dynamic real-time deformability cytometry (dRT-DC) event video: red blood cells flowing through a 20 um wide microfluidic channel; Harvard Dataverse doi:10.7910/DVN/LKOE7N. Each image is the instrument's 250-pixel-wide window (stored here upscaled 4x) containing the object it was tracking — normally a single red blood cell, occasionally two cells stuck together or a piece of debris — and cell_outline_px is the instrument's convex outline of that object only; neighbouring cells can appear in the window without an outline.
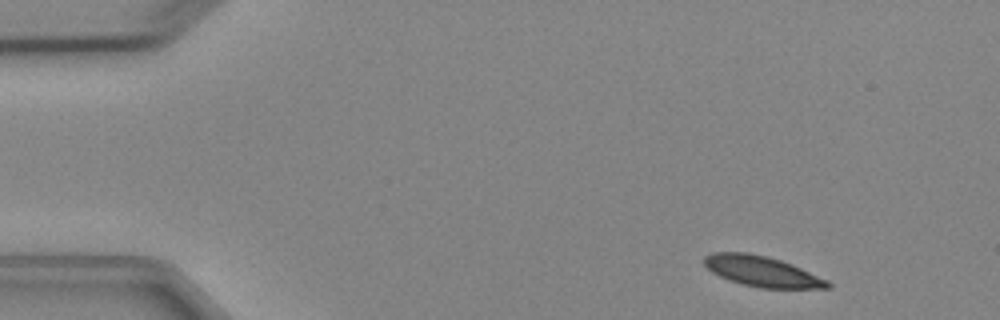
{"species": "Egyptian fruit bat (a non-hibernating species)", "species_latin": "Rousettus aegyptiacus", "temperature_condition": "cold", "stored_images_in_passage": 7, "camera_frame_rate_fps": 3000, "um_per_image_px": 0.085, "animal": {"sex": "female"}, "frame": {"image": 1, "passage_image": 1, "time_ms": 0.0, "image_size_px": [1000, 320], "cell_outline_px": [[832, 288], [760, 288], [728, 280], [712, 272], [704, 264], [704, 256], [712, 252], [748, 252], [768, 256], [792, 264], [828, 280], [832, 284]], "centroid_in_image_um": [64.77, 23.06], "position_along_channel_um": 20.2, "area_um2": 21.96}}
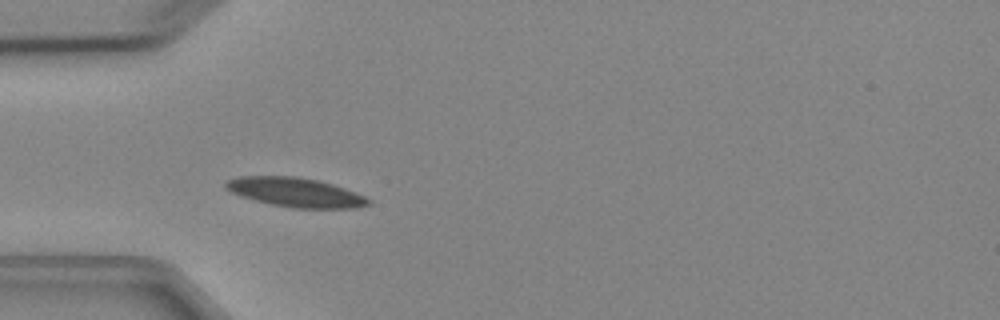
{"frame": {"image": 2, "passage_image": 4, "time_ms": 3.333, "image_size_px": [1000, 320], "cell_outline_px": [[372, 204], [356, 208], [292, 208], [272, 204], [240, 196], [224, 188], [224, 180], [236, 176], [296, 176], [316, 180], [332, 184], [344, 188], [364, 196], [372, 200]], "centroid_in_image_um": [25.09, 16.34], "position_along_channel_um": 59.9, "area_um2": 24.39}}